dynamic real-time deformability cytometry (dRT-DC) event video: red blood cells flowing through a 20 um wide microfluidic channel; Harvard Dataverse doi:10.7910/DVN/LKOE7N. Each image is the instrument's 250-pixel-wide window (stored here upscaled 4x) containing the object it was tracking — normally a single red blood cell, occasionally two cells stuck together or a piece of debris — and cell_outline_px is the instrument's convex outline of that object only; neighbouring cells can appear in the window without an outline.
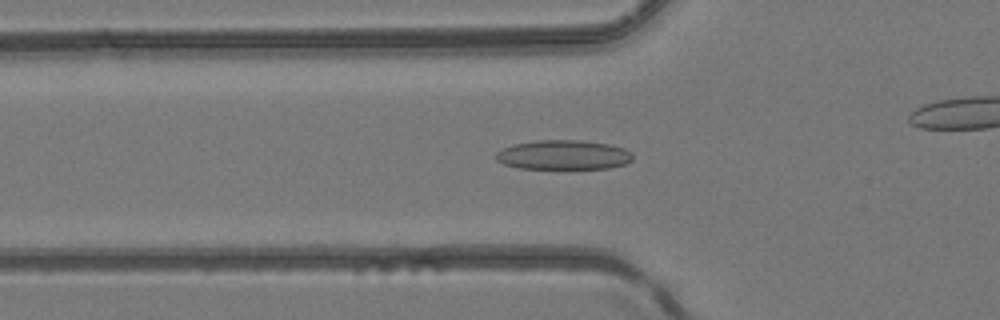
{"species": "common noctule bat (a hibernating species)", "species_latin": "Nyctalus noctula", "temperature_condition": "room temperature", "stored_images_in_passage": 29, "camera_frame_rate_fps": 3000, "um_per_image_px": 0.085, "animal": {"sex": "female", "body_mass_g": 24.6, "forearm_length_mm": 56.2}, "frame": {"image": 1, "passage_image": 18, "time_ms": 5.667, "image_size_px": [1000, 320], "cell_outline_px": [[632, 160], [624, 164], [608, 168], [520, 168], [504, 164], [496, 160], [496, 152], [512, 144], [536, 140], [580, 140], [608, 144], [624, 148], [632, 152]], "centroid_in_image_um": [47.88, 13.15], "position_along_channel_um": 77.9, "area_um2": 23.41}}
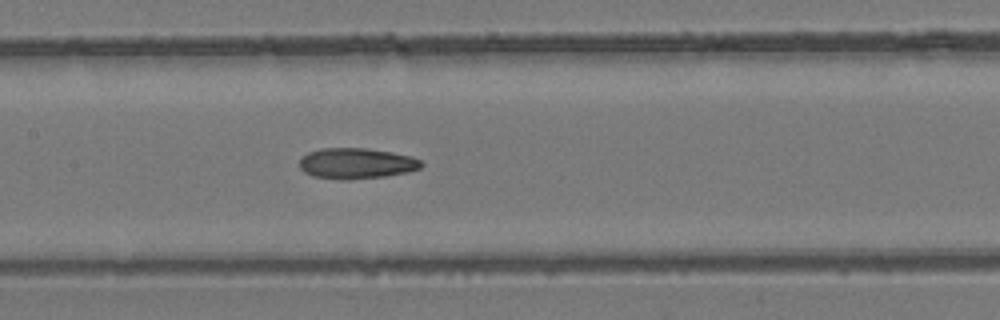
{"frame": {"image": 2, "passage_image": 25, "time_ms": 8.0, "image_size_px": [1000, 320], "cell_outline_px": [[424, 164], [420, 168], [408, 172], [384, 176], [348, 180], [340, 180], [312, 176], [304, 172], [300, 168], [300, 160], [308, 152], [320, 148], [364, 148], [392, 152], [412, 156], [420, 160]], "centroid_in_image_um": [30.29, 13.89], "position_along_channel_um": 177.1, "area_um2": 21.91}}
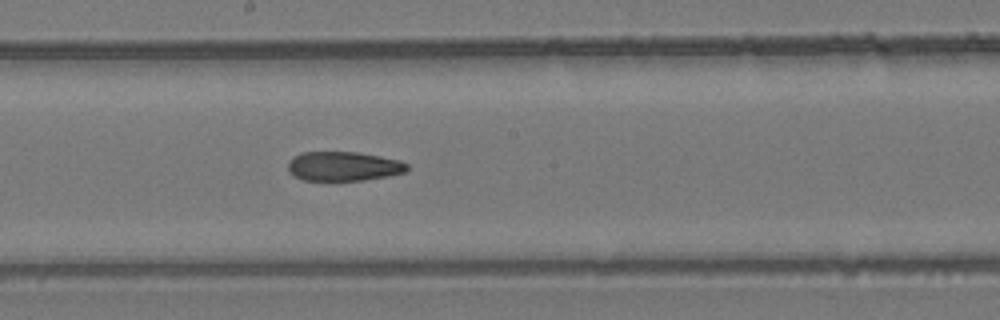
{"frame": {"image": 3, "passage_image": 28, "time_ms": 9.0, "image_size_px": [1000, 320], "cell_outline_px": [[408, 168], [404, 172], [388, 176], [364, 180], [304, 180], [288, 172], [288, 160], [292, 156], [300, 152], [356, 152], [380, 156], [400, 160], [408, 164]], "centroid_in_image_um": [29.17, 14.12], "position_along_channel_um": 219.0, "area_um2": 20.4}}